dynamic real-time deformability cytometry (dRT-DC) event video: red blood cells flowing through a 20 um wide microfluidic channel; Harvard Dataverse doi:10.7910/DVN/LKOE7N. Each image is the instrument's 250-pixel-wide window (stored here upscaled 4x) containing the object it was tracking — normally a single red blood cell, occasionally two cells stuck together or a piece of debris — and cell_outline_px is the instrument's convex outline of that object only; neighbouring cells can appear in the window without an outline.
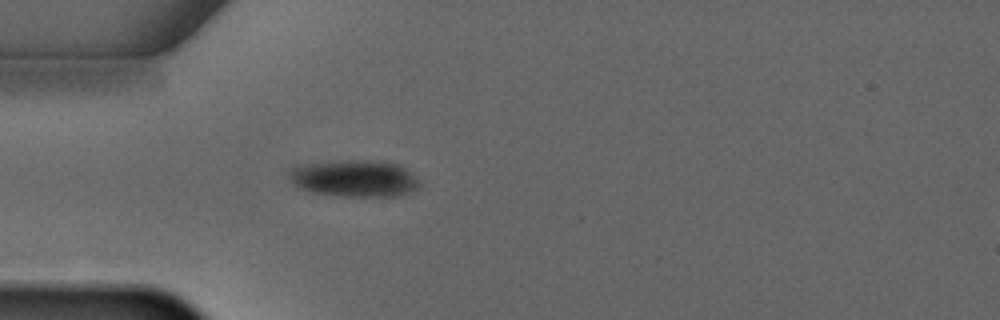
{"species": "common noctule bat (a hibernating species)", "species_latin": "Nyctalus noctula", "temperature_condition": "warm", "stored_images_in_passage": 3, "camera_frame_rate_fps": 3000, "um_per_image_px": 0.085, "animal": {"sex": "male", "forearm_length_mm": 52.5}, "frame": {"image": 1, "passage_image": 1, "time_ms": 0.0, "image_size_px": [1000, 320], "cell_outline_px": [[424, 184], [420, 188], [412, 192], [396, 196], [344, 196], [312, 192], [296, 188], [292, 184], [288, 176], [288, 168], [300, 164], [340, 160], [380, 160], [400, 164], [412, 172]], "centroid_in_image_um": [30.15, 15.15], "position_along_channel_um": 54.9, "area_um2": 28.96}}